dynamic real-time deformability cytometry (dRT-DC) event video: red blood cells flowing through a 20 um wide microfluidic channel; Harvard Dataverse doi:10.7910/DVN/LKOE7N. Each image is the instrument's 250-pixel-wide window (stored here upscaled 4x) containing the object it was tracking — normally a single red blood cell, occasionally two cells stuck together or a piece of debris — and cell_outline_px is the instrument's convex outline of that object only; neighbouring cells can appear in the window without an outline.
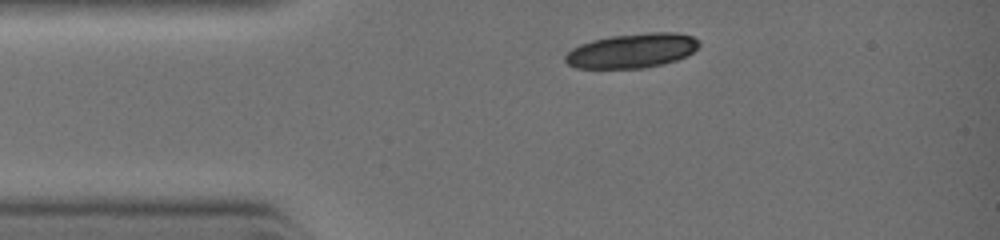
{"species": "common noctule bat (a hibernating species)", "species_latin": "Nyctalus noctula", "temperature_condition": "warm", "stored_images_in_passage": 2, "camera_frame_rate_fps": 3000, "um_per_image_px": 0.085, "animal": {"sex": "female", "body_mass_g": 19.0, "forearm_length_mm": 51.5}, "frame": {"image": 1, "passage_image": 1, "time_ms": 0.0, "image_size_px": [1000, 240], "cell_outline_px": [[700, 44], [692, 52], [676, 60], [644, 68], [576, 68], [568, 64], [564, 60], [564, 56], [572, 48], [580, 44], [592, 40], [612, 36], [648, 32], [676, 32], [692, 36], [700, 40]], "centroid_in_image_um": [53.71, 4.3], "position_along_channel_um": 31.3, "area_um2": 26.82}}